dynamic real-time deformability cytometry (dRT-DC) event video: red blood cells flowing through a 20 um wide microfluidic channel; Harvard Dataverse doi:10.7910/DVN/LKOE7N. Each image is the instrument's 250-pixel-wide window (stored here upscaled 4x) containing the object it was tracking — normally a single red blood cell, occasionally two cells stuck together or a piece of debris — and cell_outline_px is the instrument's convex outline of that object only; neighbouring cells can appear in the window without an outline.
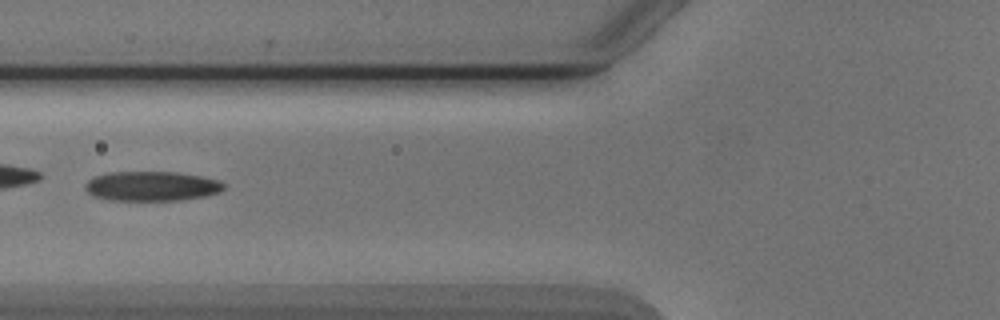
{"species": "Egyptian fruit bat (a non-hibernating species)", "species_latin": "Rousettus aegyptiacus", "temperature_condition": "cold", "stored_images_in_passage": 5, "camera_frame_rate_fps": 3000, "um_per_image_px": 0.085, "animal": {"sex": "male"}, "frame": {"image": 1, "passage_image": 5, "time_ms": 5.667, "image_size_px": [1000, 320], "cell_outline_px": [[224, 188], [220, 192], [204, 196], [180, 200], [108, 200], [92, 196], [84, 188], [84, 184], [88, 180], [96, 176], [112, 172], [176, 172], [200, 176], [220, 180], [224, 184]], "centroid_in_image_um": [12.88, 15.82], "position_along_channel_um": 112.9, "area_um2": 23.93}}